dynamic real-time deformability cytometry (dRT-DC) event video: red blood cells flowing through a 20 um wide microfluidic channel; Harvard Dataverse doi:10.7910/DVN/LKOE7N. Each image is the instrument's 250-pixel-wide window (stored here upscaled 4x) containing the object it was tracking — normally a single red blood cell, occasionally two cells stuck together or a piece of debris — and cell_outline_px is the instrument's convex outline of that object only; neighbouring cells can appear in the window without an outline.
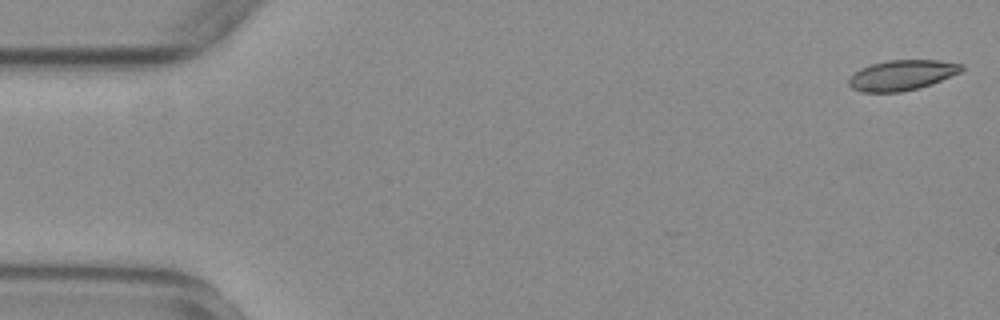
{"species": "common noctule bat (a hibernating species)", "species_latin": "Nyctalus noctula", "temperature_condition": "warm", "stored_images_in_passage": 10, "camera_frame_rate_fps": 3000, "um_per_image_px": 0.085, "animal": {"sex": "female", "body_mass_g": 29.2, "forearm_length_mm": 56.3}, "frame": {"image": 1, "passage_image": 1, "time_ms": 0.0, "image_size_px": [1000, 320], "cell_outline_px": [[964, 68], [960, 72], [932, 84], [920, 88], [900, 92], [860, 92], [852, 88], [848, 84], [848, 80], [860, 68], [872, 64], [888, 60], [936, 60], [964, 64]], "centroid_in_image_um": [76.67, 6.39], "position_along_channel_um": 8.3, "area_um2": 19.88}}